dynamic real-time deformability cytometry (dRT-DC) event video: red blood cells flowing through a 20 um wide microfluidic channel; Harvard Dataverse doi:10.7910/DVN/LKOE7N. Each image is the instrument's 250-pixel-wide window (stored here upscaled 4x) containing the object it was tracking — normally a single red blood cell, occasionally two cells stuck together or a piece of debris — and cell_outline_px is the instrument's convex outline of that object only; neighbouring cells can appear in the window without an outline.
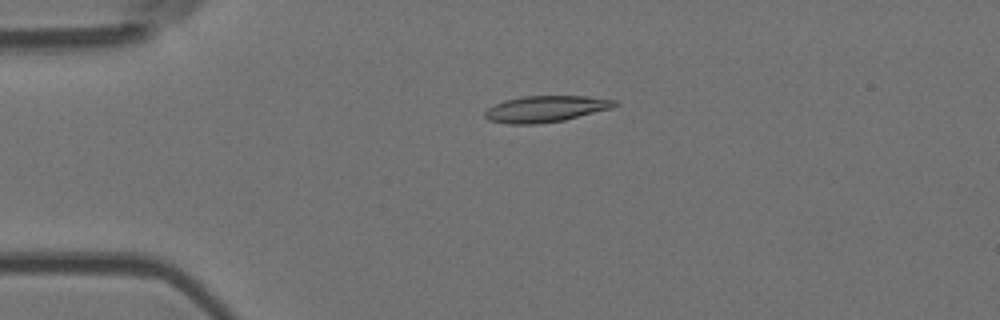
{"species": "Egyptian fruit bat (a non-hibernating species)", "species_latin": "Rousettus aegyptiacus", "temperature_condition": "room temperature", "stored_images_in_passage": 4, "camera_frame_rate_fps": 3000, "um_per_image_px": 0.085, "animal": {"sex": "female"}, "frame": {"image": 1, "passage_image": 3, "time_ms": 0.667, "image_size_px": [1000, 320], "cell_outline_px": [[620, 104], [612, 108], [564, 120], [536, 124], [508, 124], [488, 120], [484, 116], [484, 112], [488, 108], [504, 100], [524, 96], [588, 96], [616, 100]], "centroid_in_image_um": [46.4, 9.25], "position_along_channel_um": 38.6, "area_um2": 19.94}}